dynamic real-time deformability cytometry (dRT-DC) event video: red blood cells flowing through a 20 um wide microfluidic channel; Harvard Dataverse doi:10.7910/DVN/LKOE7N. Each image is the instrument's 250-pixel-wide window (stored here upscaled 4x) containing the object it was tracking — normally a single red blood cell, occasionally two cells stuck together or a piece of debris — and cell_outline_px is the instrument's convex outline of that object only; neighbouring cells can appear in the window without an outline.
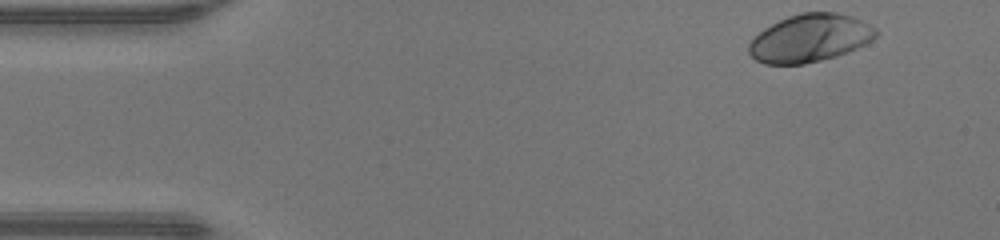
{"species": "human", "species_latin": "Homo sapiens", "temperature_condition": "warm", "stored_images_in_passage": 45, "camera_frame_rate_fps": 3000, "um_per_image_px": 0.085, "donor": {"sex": "male"}, "frame": {"image": 1, "passage_image": 1, "time_ms": 0.0, "image_size_px": [1000, 240], "cell_outline_px": [[880, 32], [872, 40], [848, 52], [836, 56], [804, 64], [764, 64], [756, 60], [748, 52], [748, 44], [764, 28], [788, 16], [800, 12], [836, 12], [852, 16], [876, 28]], "centroid_in_image_um": [68.85, 3.24], "position_along_channel_um": 16.2, "area_um2": 35.32}}
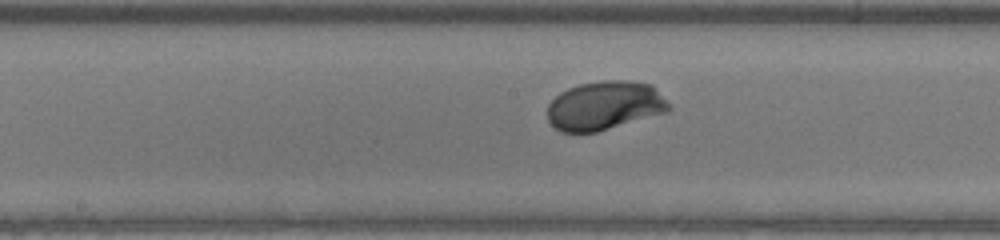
{"frame": {"image": 2, "passage_image": 21, "time_ms": 6.667, "image_size_px": [1000, 240], "cell_outline_px": [[672, 108], [668, 112], [596, 132], [560, 132], [548, 120], [548, 104], [560, 92], [568, 88], [580, 84], [604, 80], [628, 80], [652, 84], [672, 104]], "centroid_in_image_um": [51.45, 8.97], "position_along_channel_um": 196.8, "area_um2": 34.85}}
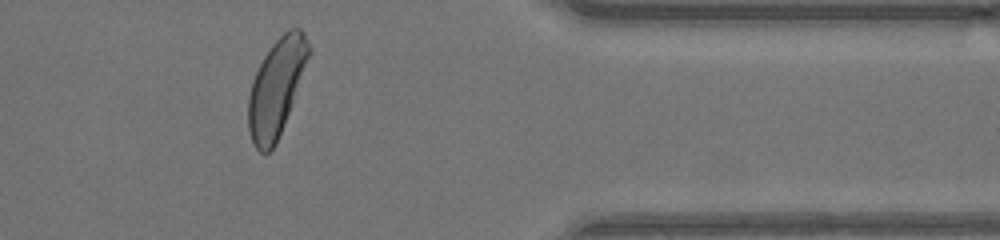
{"frame": {"image": 3, "passage_image": 36, "time_ms": 11.667, "image_size_px": [1000, 240], "cell_outline_px": [[312, 52], [276, 144], [268, 152], [260, 152], [256, 148], [252, 140], [248, 128], [248, 96], [252, 80], [264, 56], [272, 44], [288, 28], [300, 28], [304, 32], [312, 48]], "centroid_in_image_um": [23.51, 7.4], "position_along_channel_um": 387.9, "area_um2": 34.1}, "authors_computed_cell_mechanics": {"area_um2": 34.102, "velocity_mm_per_s": 4.2724, "shape_relaxation_time_tau1_ms": 1.7797, "shape_relaxation_time_tau2_ms": null, "deformation_change_tau1": 0.1752, "deformation_change_tau2": null}}